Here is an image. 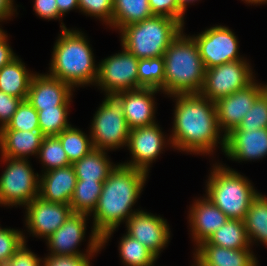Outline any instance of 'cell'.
I'll use <instances>...</instances> for the list:
<instances>
[{"mask_svg":"<svg viewBox=\"0 0 267 266\" xmlns=\"http://www.w3.org/2000/svg\"><path fill=\"white\" fill-rule=\"evenodd\" d=\"M207 242L227 249H242L250 246L244 220L237 219H228L209 237Z\"/></svg>","mask_w":267,"mask_h":266,"instance_id":"27","label":"cell"},{"mask_svg":"<svg viewBox=\"0 0 267 266\" xmlns=\"http://www.w3.org/2000/svg\"><path fill=\"white\" fill-rule=\"evenodd\" d=\"M176 107L174 112L172 146L179 150L199 153H211L220 137L215 102L200 93L174 94Z\"/></svg>","mask_w":267,"mask_h":266,"instance_id":"1","label":"cell"},{"mask_svg":"<svg viewBox=\"0 0 267 266\" xmlns=\"http://www.w3.org/2000/svg\"><path fill=\"white\" fill-rule=\"evenodd\" d=\"M121 53L104 59L98 67V84L105 92L129 91L142 88L138 82V62L124 46Z\"/></svg>","mask_w":267,"mask_h":266,"instance_id":"10","label":"cell"},{"mask_svg":"<svg viewBox=\"0 0 267 266\" xmlns=\"http://www.w3.org/2000/svg\"><path fill=\"white\" fill-rule=\"evenodd\" d=\"M25 243L24 241L4 266H42V260L28 250Z\"/></svg>","mask_w":267,"mask_h":266,"instance_id":"42","label":"cell"},{"mask_svg":"<svg viewBox=\"0 0 267 266\" xmlns=\"http://www.w3.org/2000/svg\"><path fill=\"white\" fill-rule=\"evenodd\" d=\"M13 12V0H0V20L12 16Z\"/></svg>","mask_w":267,"mask_h":266,"instance_id":"46","label":"cell"},{"mask_svg":"<svg viewBox=\"0 0 267 266\" xmlns=\"http://www.w3.org/2000/svg\"><path fill=\"white\" fill-rule=\"evenodd\" d=\"M54 45L50 76L60 79L72 87L97 81L93 53L83 33L67 30L65 25Z\"/></svg>","mask_w":267,"mask_h":266,"instance_id":"4","label":"cell"},{"mask_svg":"<svg viewBox=\"0 0 267 266\" xmlns=\"http://www.w3.org/2000/svg\"><path fill=\"white\" fill-rule=\"evenodd\" d=\"M138 82L143 88H154L164 91V58L139 59Z\"/></svg>","mask_w":267,"mask_h":266,"instance_id":"32","label":"cell"},{"mask_svg":"<svg viewBox=\"0 0 267 266\" xmlns=\"http://www.w3.org/2000/svg\"><path fill=\"white\" fill-rule=\"evenodd\" d=\"M90 255L79 256H65V255H52L47 256L42 261V266H90Z\"/></svg>","mask_w":267,"mask_h":266,"instance_id":"41","label":"cell"},{"mask_svg":"<svg viewBox=\"0 0 267 266\" xmlns=\"http://www.w3.org/2000/svg\"><path fill=\"white\" fill-rule=\"evenodd\" d=\"M39 128L45 137L57 136L71 125L67 122L68 106H56L49 109H36Z\"/></svg>","mask_w":267,"mask_h":266,"instance_id":"33","label":"cell"},{"mask_svg":"<svg viewBox=\"0 0 267 266\" xmlns=\"http://www.w3.org/2000/svg\"><path fill=\"white\" fill-rule=\"evenodd\" d=\"M244 224L250 244L252 240L258 239L267 245V197L265 195L262 196L259 193L251 202Z\"/></svg>","mask_w":267,"mask_h":266,"instance_id":"28","label":"cell"},{"mask_svg":"<svg viewBox=\"0 0 267 266\" xmlns=\"http://www.w3.org/2000/svg\"><path fill=\"white\" fill-rule=\"evenodd\" d=\"M127 234L146 246L156 257L169 241L170 232L162 217L137 211L126 222Z\"/></svg>","mask_w":267,"mask_h":266,"instance_id":"16","label":"cell"},{"mask_svg":"<svg viewBox=\"0 0 267 266\" xmlns=\"http://www.w3.org/2000/svg\"><path fill=\"white\" fill-rule=\"evenodd\" d=\"M104 181H76V186L70 200L73 213L89 214L98 204Z\"/></svg>","mask_w":267,"mask_h":266,"instance_id":"29","label":"cell"},{"mask_svg":"<svg viewBox=\"0 0 267 266\" xmlns=\"http://www.w3.org/2000/svg\"><path fill=\"white\" fill-rule=\"evenodd\" d=\"M160 127L152 125L131 129L127 146L133 156V161L124 163L131 168H136L148 173L149 164L156 159L162 146L165 145Z\"/></svg>","mask_w":267,"mask_h":266,"instance_id":"15","label":"cell"},{"mask_svg":"<svg viewBox=\"0 0 267 266\" xmlns=\"http://www.w3.org/2000/svg\"><path fill=\"white\" fill-rule=\"evenodd\" d=\"M249 64L241 59L205 70L200 94L213 102L242 90L254 82Z\"/></svg>","mask_w":267,"mask_h":266,"instance_id":"9","label":"cell"},{"mask_svg":"<svg viewBox=\"0 0 267 266\" xmlns=\"http://www.w3.org/2000/svg\"><path fill=\"white\" fill-rule=\"evenodd\" d=\"M56 137L60 140L71 164L94 149L92 141L82 131L71 126Z\"/></svg>","mask_w":267,"mask_h":266,"instance_id":"30","label":"cell"},{"mask_svg":"<svg viewBox=\"0 0 267 266\" xmlns=\"http://www.w3.org/2000/svg\"><path fill=\"white\" fill-rule=\"evenodd\" d=\"M267 128V88L256 98L237 128L231 131Z\"/></svg>","mask_w":267,"mask_h":266,"instance_id":"36","label":"cell"},{"mask_svg":"<svg viewBox=\"0 0 267 266\" xmlns=\"http://www.w3.org/2000/svg\"><path fill=\"white\" fill-rule=\"evenodd\" d=\"M1 21V20H0ZM6 36L4 31L0 28V41Z\"/></svg>","mask_w":267,"mask_h":266,"instance_id":"49","label":"cell"},{"mask_svg":"<svg viewBox=\"0 0 267 266\" xmlns=\"http://www.w3.org/2000/svg\"><path fill=\"white\" fill-rule=\"evenodd\" d=\"M56 3L59 8V13L63 16L67 11L72 10L74 8H79L78 0H56Z\"/></svg>","mask_w":267,"mask_h":266,"instance_id":"45","label":"cell"},{"mask_svg":"<svg viewBox=\"0 0 267 266\" xmlns=\"http://www.w3.org/2000/svg\"><path fill=\"white\" fill-rule=\"evenodd\" d=\"M92 122L91 141L100 150L126 146L130 129L123 114L125 91H108Z\"/></svg>","mask_w":267,"mask_h":266,"instance_id":"7","label":"cell"},{"mask_svg":"<svg viewBox=\"0 0 267 266\" xmlns=\"http://www.w3.org/2000/svg\"><path fill=\"white\" fill-rule=\"evenodd\" d=\"M189 218L196 245L207 241L209 237L229 219L208 198L197 200L191 207Z\"/></svg>","mask_w":267,"mask_h":266,"instance_id":"21","label":"cell"},{"mask_svg":"<svg viewBox=\"0 0 267 266\" xmlns=\"http://www.w3.org/2000/svg\"><path fill=\"white\" fill-rule=\"evenodd\" d=\"M41 177L38 197L47 202L70 204L77 181L72 164L46 171Z\"/></svg>","mask_w":267,"mask_h":266,"instance_id":"19","label":"cell"},{"mask_svg":"<svg viewBox=\"0 0 267 266\" xmlns=\"http://www.w3.org/2000/svg\"><path fill=\"white\" fill-rule=\"evenodd\" d=\"M182 29L175 19L153 15L123 27L121 42L137 59L157 58L163 56Z\"/></svg>","mask_w":267,"mask_h":266,"instance_id":"5","label":"cell"},{"mask_svg":"<svg viewBox=\"0 0 267 266\" xmlns=\"http://www.w3.org/2000/svg\"><path fill=\"white\" fill-rule=\"evenodd\" d=\"M3 160L9 163L0 177V204H29L39 195V175L34 174L27 159L3 157Z\"/></svg>","mask_w":267,"mask_h":266,"instance_id":"8","label":"cell"},{"mask_svg":"<svg viewBox=\"0 0 267 266\" xmlns=\"http://www.w3.org/2000/svg\"><path fill=\"white\" fill-rule=\"evenodd\" d=\"M267 88L253 82L246 88L236 91L229 96L220 98L215 102L217 109L218 124L225 133L222 138V149L225 147V135L237 128L245 114L253 106L256 98ZM222 127V128H221Z\"/></svg>","mask_w":267,"mask_h":266,"instance_id":"13","label":"cell"},{"mask_svg":"<svg viewBox=\"0 0 267 266\" xmlns=\"http://www.w3.org/2000/svg\"><path fill=\"white\" fill-rule=\"evenodd\" d=\"M148 0H113L112 26L123 27L152 17Z\"/></svg>","mask_w":267,"mask_h":266,"instance_id":"26","label":"cell"},{"mask_svg":"<svg viewBox=\"0 0 267 266\" xmlns=\"http://www.w3.org/2000/svg\"><path fill=\"white\" fill-rule=\"evenodd\" d=\"M147 173L124 164L116 165L103 183L98 204L93 211V230L103 246L120 223L136 213L131 208L139 197ZM133 212V213H132Z\"/></svg>","mask_w":267,"mask_h":266,"instance_id":"2","label":"cell"},{"mask_svg":"<svg viewBox=\"0 0 267 266\" xmlns=\"http://www.w3.org/2000/svg\"><path fill=\"white\" fill-rule=\"evenodd\" d=\"M26 224L31 233L49 238L71 215L70 204L47 202L36 197L26 205Z\"/></svg>","mask_w":267,"mask_h":266,"instance_id":"14","label":"cell"},{"mask_svg":"<svg viewBox=\"0 0 267 266\" xmlns=\"http://www.w3.org/2000/svg\"><path fill=\"white\" fill-rule=\"evenodd\" d=\"M183 31L169 45L164 58V92L168 95L200 93L205 76L198 46Z\"/></svg>","mask_w":267,"mask_h":266,"instance_id":"3","label":"cell"},{"mask_svg":"<svg viewBox=\"0 0 267 266\" xmlns=\"http://www.w3.org/2000/svg\"><path fill=\"white\" fill-rule=\"evenodd\" d=\"M224 153L234 160L260 159L267 155V128L230 131L225 135Z\"/></svg>","mask_w":267,"mask_h":266,"instance_id":"18","label":"cell"},{"mask_svg":"<svg viewBox=\"0 0 267 266\" xmlns=\"http://www.w3.org/2000/svg\"><path fill=\"white\" fill-rule=\"evenodd\" d=\"M88 214L71 213L65 223L60 226L49 238L48 246L52 255L79 256L91 255L101 249V237L92 230L88 254L75 250L77 245L83 240L86 229V217Z\"/></svg>","mask_w":267,"mask_h":266,"instance_id":"12","label":"cell"},{"mask_svg":"<svg viewBox=\"0 0 267 266\" xmlns=\"http://www.w3.org/2000/svg\"><path fill=\"white\" fill-rule=\"evenodd\" d=\"M38 154L47 171L71 165L60 140L56 136L44 137Z\"/></svg>","mask_w":267,"mask_h":266,"instance_id":"34","label":"cell"},{"mask_svg":"<svg viewBox=\"0 0 267 266\" xmlns=\"http://www.w3.org/2000/svg\"><path fill=\"white\" fill-rule=\"evenodd\" d=\"M119 250L126 266H153L157 257L135 238L124 235Z\"/></svg>","mask_w":267,"mask_h":266,"instance_id":"31","label":"cell"},{"mask_svg":"<svg viewBox=\"0 0 267 266\" xmlns=\"http://www.w3.org/2000/svg\"><path fill=\"white\" fill-rule=\"evenodd\" d=\"M177 1L179 4V7L185 12L187 3H190V2L193 3V1H195V0H177Z\"/></svg>","mask_w":267,"mask_h":266,"instance_id":"47","label":"cell"},{"mask_svg":"<svg viewBox=\"0 0 267 266\" xmlns=\"http://www.w3.org/2000/svg\"><path fill=\"white\" fill-rule=\"evenodd\" d=\"M0 130L40 131L37 110L28 100L21 101L11 121Z\"/></svg>","mask_w":267,"mask_h":266,"instance_id":"35","label":"cell"},{"mask_svg":"<svg viewBox=\"0 0 267 266\" xmlns=\"http://www.w3.org/2000/svg\"><path fill=\"white\" fill-rule=\"evenodd\" d=\"M197 246L195 257L204 266H257L256 257L249 248L227 249L207 241Z\"/></svg>","mask_w":267,"mask_h":266,"instance_id":"22","label":"cell"},{"mask_svg":"<svg viewBox=\"0 0 267 266\" xmlns=\"http://www.w3.org/2000/svg\"><path fill=\"white\" fill-rule=\"evenodd\" d=\"M6 38L7 35L0 41V69L17 57L11 50Z\"/></svg>","mask_w":267,"mask_h":266,"instance_id":"44","label":"cell"},{"mask_svg":"<svg viewBox=\"0 0 267 266\" xmlns=\"http://www.w3.org/2000/svg\"><path fill=\"white\" fill-rule=\"evenodd\" d=\"M34 9L38 16L43 19H58L62 16L56 0H35Z\"/></svg>","mask_w":267,"mask_h":266,"instance_id":"43","label":"cell"},{"mask_svg":"<svg viewBox=\"0 0 267 266\" xmlns=\"http://www.w3.org/2000/svg\"><path fill=\"white\" fill-rule=\"evenodd\" d=\"M77 181H105L116 167L106 157L104 150L94 148L73 164Z\"/></svg>","mask_w":267,"mask_h":266,"instance_id":"25","label":"cell"},{"mask_svg":"<svg viewBox=\"0 0 267 266\" xmlns=\"http://www.w3.org/2000/svg\"><path fill=\"white\" fill-rule=\"evenodd\" d=\"M195 260H196V266H204L196 257Z\"/></svg>","mask_w":267,"mask_h":266,"instance_id":"50","label":"cell"},{"mask_svg":"<svg viewBox=\"0 0 267 266\" xmlns=\"http://www.w3.org/2000/svg\"><path fill=\"white\" fill-rule=\"evenodd\" d=\"M21 99L8 95L0 90V128L5 127L12 119L13 114L16 112Z\"/></svg>","mask_w":267,"mask_h":266,"instance_id":"40","label":"cell"},{"mask_svg":"<svg viewBox=\"0 0 267 266\" xmlns=\"http://www.w3.org/2000/svg\"><path fill=\"white\" fill-rule=\"evenodd\" d=\"M33 75L28 73L25 65L16 57L0 69V90L22 101L27 100Z\"/></svg>","mask_w":267,"mask_h":266,"instance_id":"24","label":"cell"},{"mask_svg":"<svg viewBox=\"0 0 267 266\" xmlns=\"http://www.w3.org/2000/svg\"><path fill=\"white\" fill-rule=\"evenodd\" d=\"M206 69L241 60L238 55V41L234 33L225 26H215L193 37Z\"/></svg>","mask_w":267,"mask_h":266,"instance_id":"11","label":"cell"},{"mask_svg":"<svg viewBox=\"0 0 267 266\" xmlns=\"http://www.w3.org/2000/svg\"><path fill=\"white\" fill-rule=\"evenodd\" d=\"M79 8L86 14L96 16L112 27L113 0H78Z\"/></svg>","mask_w":267,"mask_h":266,"instance_id":"38","label":"cell"},{"mask_svg":"<svg viewBox=\"0 0 267 266\" xmlns=\"http://www.w3.org/2000/svg\"><path fill=\"white\" fill-rule=\"evenodd\" d=\"M25 241V236L14 229L0 227V266H4Z\"/></svg>","mask_w":267,"mask_h":266,"instance_id":"37","label":"cell"},{"mask_svg":"<svg viewBox=\"0 0 267 266\" xmlns=\"http://www.w3.org/2000/svg\"><path fill=\"white\" fill-rule=\"evenodd\" d=\"M157 91L159 90L143 87L125 91L123 114L130 130L155 123V101L152 96Z\"/></svg>","mask_w":267,"mask_h":266,"instance_id":"20","label":"cell"},{"mask_svg":"<svg viewBox=\"0 0 267 266\" xmlns=\"http://www.w3.org/2000/svg\"><path fill=\"white\" fill-rule=\"evenodd\" d=\"M148 2L153 15L169 17L184 25V11L179 7L177 0H148Z\"/></svg>","mask_w":267,"mask_h":266,"instance_id":"39","label":"cell"},{"mask_svg":"<svg viewBox=\"0 0 267 266\" xmlns=\"http://www.w3.org/2000/svg\"><path fill=\"white\" fill-rule=\"evenodd\" d=\"M207 182V198L229 219L244 220L258 192L233 169L214 166Z\"/></svg>","mask_w":267,"mask_h":266,"instance_id":"6","label":"cell"},{"mask_svg":"<svg viewBox=\"0 0 267 266\" xmlns=\"http://www.w3.org/2000/svg\"><path fill=\"white\" fill-rule=\"evenodd\" d=\"M44 137L41 131L0 130L2 156L26 159V155H37Z\"/></svg>","mask_w":267,"mask_h":266,"instance_id":"23","label":"cell"},{"mask_svg":"<svg viewBox=\"0 0 267 266\" xmlns=\"http://www.w3.org/2000/svg\"><path fill=\"white\" fill-rule=\"evenodd\" d=\"M246 2H248V3H253V4H258V3H267V0H245Z\"/></svg>","mask_w":267,"mask_h":266,"instance_id":"48","label":"cell"},{"mask_svg":"<svg viewBox=\"0 0 267 266\" xmlns=\"http://www.w3.org/2000/svg\"><path fill=\"white\" fill-rule=\"evenodd\" d=\"M70 84L50 75L34 74L27 100L35 109H49L56 106H69L71 102Z\"/></svg>","mask_w":267,"mask_h":266,"instance_id":"17","label":"cell"}]
</instances>
